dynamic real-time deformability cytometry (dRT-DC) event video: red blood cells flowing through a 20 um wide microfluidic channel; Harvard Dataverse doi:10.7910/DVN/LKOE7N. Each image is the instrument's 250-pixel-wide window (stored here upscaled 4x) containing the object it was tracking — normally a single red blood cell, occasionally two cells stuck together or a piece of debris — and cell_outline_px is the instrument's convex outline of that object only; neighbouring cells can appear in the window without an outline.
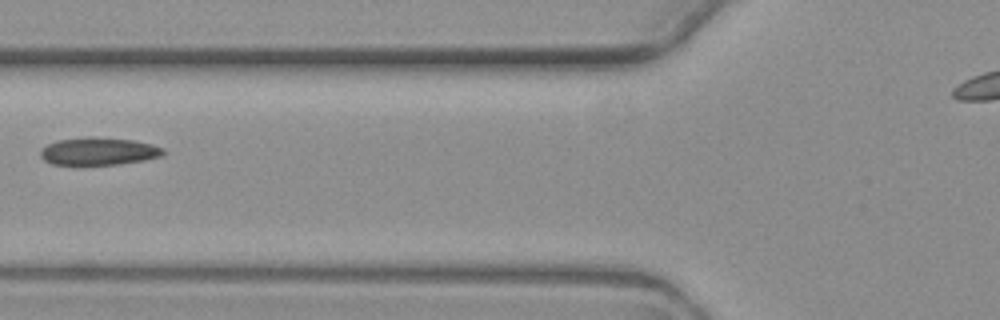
{"species": "common noctule bat (a hibernating species)", "species_latin": "Nyctalus noctula", "temperature_condition": "warm", "stored_images_in_passage": 4, "camera_frame_rate_fps": 3000, "um_per_image_px": 0.085, "animal": {"sex": "female", "body_mass_g": 19.3, "forearm_length_mm": 54.1}, "frame": {"image": 1, "passage_image": 3, "time_ms": 2.667, "image_size_px": [1000, 320], "cell_outline_px": [[164, 156], [144, 160], [116, 164], [52, 164], [44, 160], [40, 156], [40, 148], [56, 140], [88, 136], [92, 136], [132, 140], [152, 144], [164, 148]], "centroid_in_image_um": [8.37, 12.84], "position_along_channel_um": 117.4, "area_um2": 19.83}}
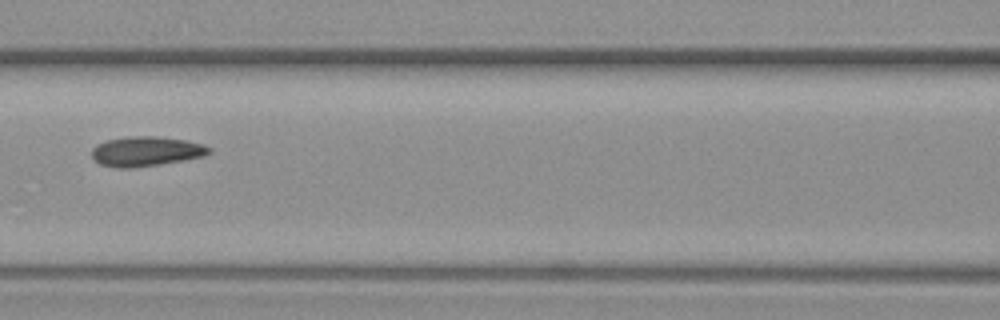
{"frame": {"image": 2, "passage_image": 4, "time_ms": 3.667, "image_size_px": [1000, 320], "cell_outline_px": [[212, 152], [204, 156], [184, 160], [160, 164], [132, 168], [116, 168], [100, 164], [92, 156], [92, 148], [96, 144], [108, 140], [128, 136], [156, 136], [184, 140], [204, 144], [212, 148]], "centroid_in_image_um": [12.43, 12.86], "position_along_channel_um": 154.2, "area_um2": 20.4}}